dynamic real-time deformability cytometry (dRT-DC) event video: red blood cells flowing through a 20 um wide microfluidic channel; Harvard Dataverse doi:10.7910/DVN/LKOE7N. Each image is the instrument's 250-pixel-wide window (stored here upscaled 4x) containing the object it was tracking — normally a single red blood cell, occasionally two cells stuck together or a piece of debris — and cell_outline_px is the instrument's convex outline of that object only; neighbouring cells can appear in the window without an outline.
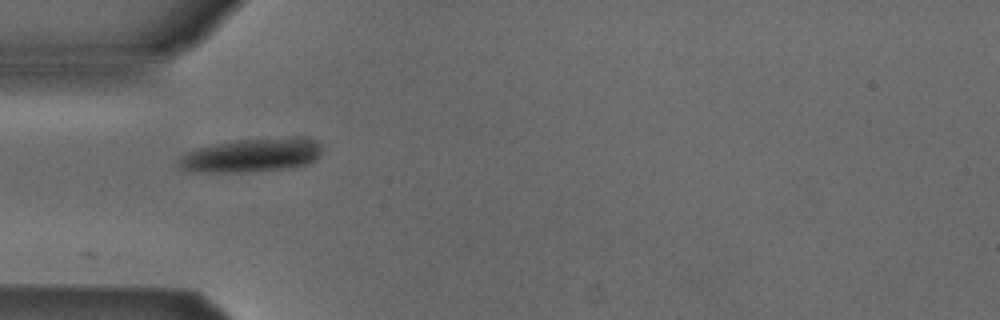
{"species": "Egyptian fruit bat (a non-hibernating species)", "species_latin": "Rousettus aegyptiacus", "temperature_condition": "cold", "stored_images_in_passage": 13, "camera_frame_rate_fps": 3000, "um_per_image_px": 0.085, "animal": {"sex": "male"}, "frame": {"image": 1, "passage_image": 1, "time_ms": 0.0, "image_size_px": [1000, 320], "cell_outline_px": [[320, 152], [316, 160], [304, 164], [280, 168], [248, 172], [188, 172], [180, 168], [176, 164], [176, 160], [180, 156], [196, 148], [236, 140], [316, 140], [320, 144]], "centroid_in_image_um": [21.2, 13.25], "position_along_channel_um": 63.8, "area_um2": 27.05}}
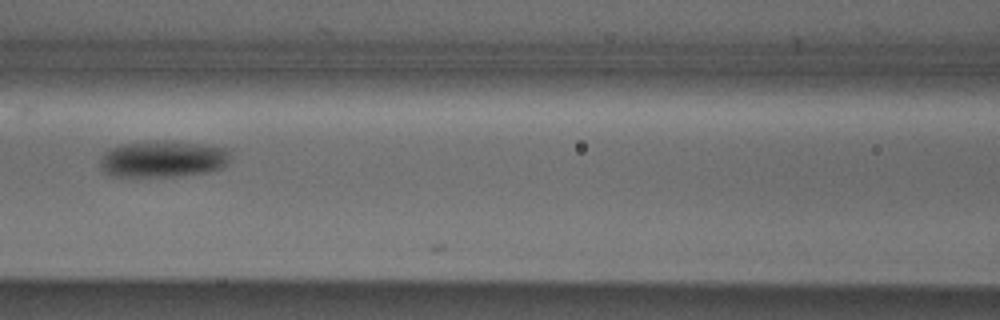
{"frame": {"image": 2, "passage_image": 8, "time_ms": 2.333, "image_size_px": [1000, 320], "cell_outline_px": [[232, 152], [228, 164], [220, 168], [204, 172], [176, 176], [112, 176], [104, 172], [100, 164], [100, 160], [104, 152], [120, 144], [164, 140], [168, 140], [200, 144], [228, 148]], "centroid_in_image_um": [13.87, 13.5], "position_along_channel_um": 152.7, "area_um2": 27.8}}
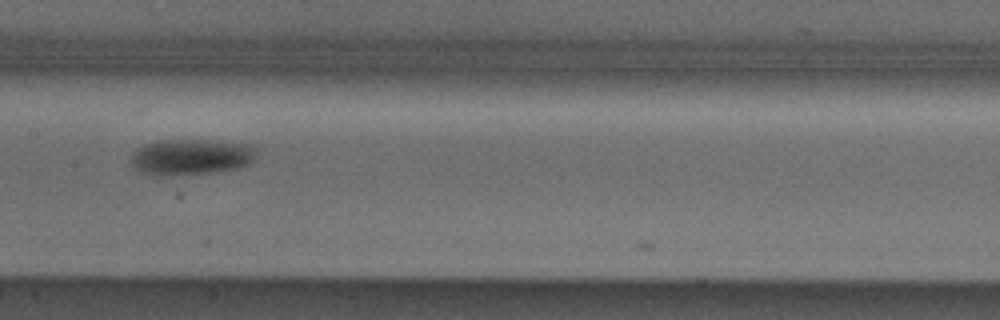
{"frame": {"image": 3, "passage_image": 11, "time_ms": 3.333, "image_size_px": [1000, 320], "cell_outline_px": [[256, 156], [248, 164], [236, 168], [216, 172], [172, 176], [156, 176], [140, 172], [132, 168], [132, 152], [136, 148], [144, 144], [160, 140], [212, 140], [256, 144]], "centroid_in_image_um": [16.23, 13.34], "position_along_channel_um": 191.2, "area_um2": 26.88}}